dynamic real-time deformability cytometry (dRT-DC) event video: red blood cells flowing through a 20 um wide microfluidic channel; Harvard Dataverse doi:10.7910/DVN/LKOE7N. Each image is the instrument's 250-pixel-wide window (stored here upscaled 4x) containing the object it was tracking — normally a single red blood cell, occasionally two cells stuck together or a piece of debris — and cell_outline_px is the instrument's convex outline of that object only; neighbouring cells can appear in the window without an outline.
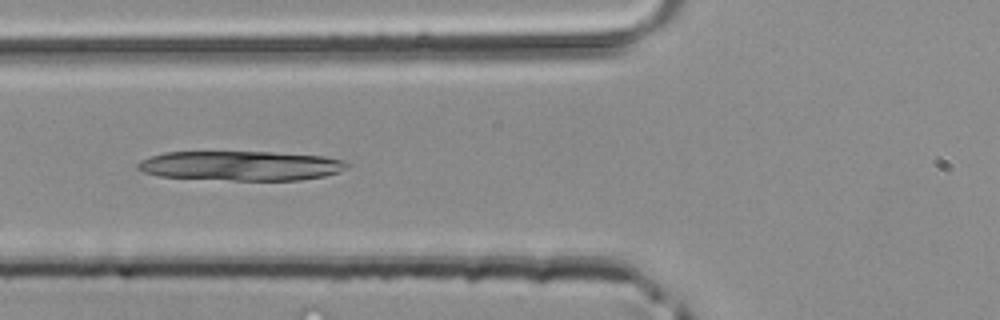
{"species": "common noctule bat (a hibernating species)", "species_latin": "Nyctalus noctula", "temperature_condition": "room temperature", "stored_images_in_passage": 45, "camera_frame_rate_fps": 3000, "um_per_image_px": 0.085, "animal": {"sex": "male", "body_mass_g": 20.4}, "frame": {"image": 1, "passage_image": 17, "time_ms": 5.333, "image_size_px": [1000, 320], "cell_outline_px": [[348, 168], [340, 172], [324, 176], [300, 180], [232, 180], [160, 176], [144, 172], [136, 168], [136, 164], [140, 160], [164, 152], [272, 152], [324, 156], [344, 160], [348, 164]], "centroid_in_image_um": [20.5, 14.08], "position_along_channel_um": 105.3, "area_um2": 36.07}}
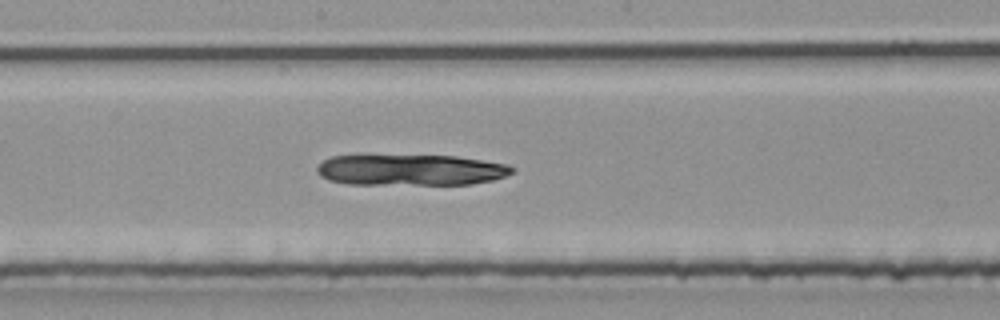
{"frame": {"image": 2, "passage_image": 24, "time_ms": 7.667, "image_size_px": [1000, 320], "cell_outline_px": [[516, 168], [512, 172], [504, 176], [492, 180], [472, 184], [348, 184], [328, 180], [320, 176], [316, 172], [316, 168], [324, 160], [332, 156], [360, 152], [456, 156], [508, 164]], "centroid_in_image_um": [34.8, 14.39], "position_along_channel_um": 213.4, "area_um2": 36.88}}
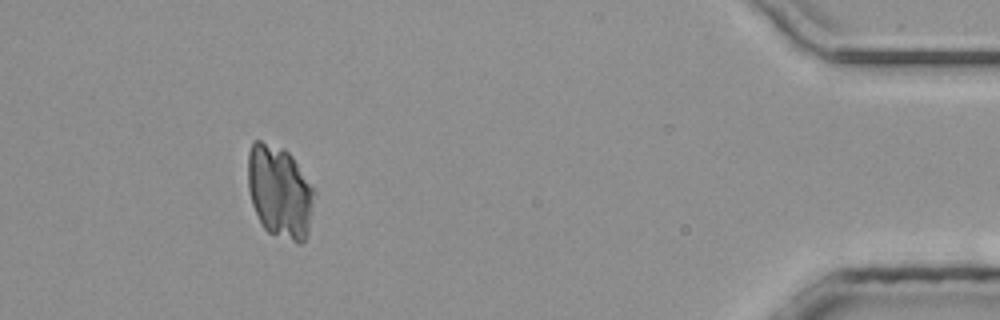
{"frame": {"image": 3, "passage_image": 41, "time_ms": 13.333, "image_size_px": [1000, 320], "cell_outline_px": [[316, 192], [308, 236], [300, 244], [296, 244], [268, 232], [264, 228], [252, 204], [248, 188], [248, 152], [252, 144], [256, 140], [260, 140], [284, 148], [292, 156]], "centroid_in_image_um": [23.79, 16.32], "position_along_channel_um": 411.4, "area_um2": 36.13}}